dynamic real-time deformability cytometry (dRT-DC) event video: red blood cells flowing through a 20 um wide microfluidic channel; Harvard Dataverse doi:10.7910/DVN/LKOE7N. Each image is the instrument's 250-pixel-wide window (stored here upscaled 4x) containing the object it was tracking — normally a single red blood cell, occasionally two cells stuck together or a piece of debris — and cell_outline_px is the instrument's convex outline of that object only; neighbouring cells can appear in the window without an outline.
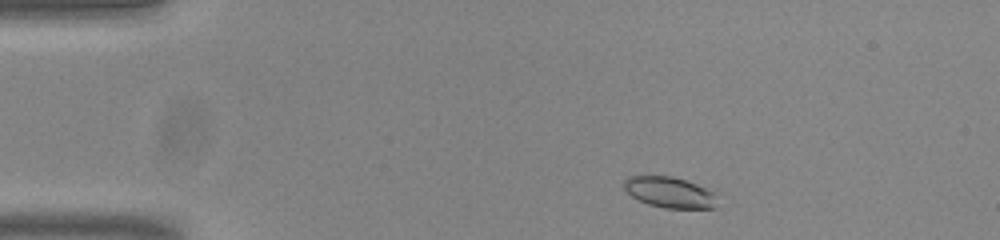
{"species": "common noctule bat (a hibernating species)", "species_latin": "Nyctalus noctula", "temperature_condition": "room temperature", "stored_images_in_passage": 48, "camera_frame_rate_fps": 3000, "um_per_image_px": 0.085, "animal": {"sex": "male", "body_mass_g": 20.0, "forearm_length_mm": 53.3}, "frame": {"image": 1, "passage_image": 3, "time_ms": 0.667, "image_size_px": [1000, 240], "cell_outline_px": [[716, 208], [664, 208], [648, 204], [632, 196], [624, 188], [624, 180], [628, 176], [672, 176], [696, 184], [712, 192]], "centroid_in_image_um": [56.86, 16.34], "position_along_channel_um": 28.1, "area_um2": 16.36}}
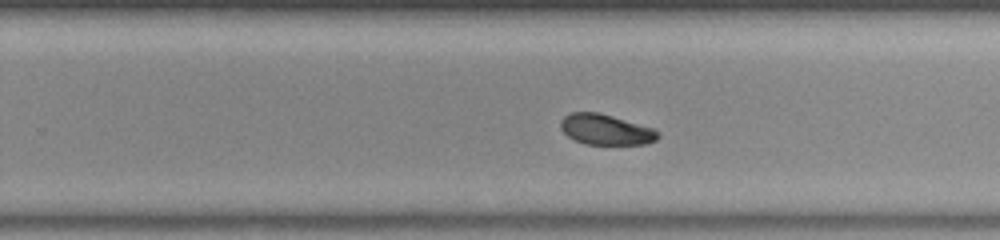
{"frame": {"image": 2, "passage_image": 28, "time_ms": 9.0, "image_size_px": [1000, 240], "cell_outline_px": [[660, 136], [656, 140], [644, 144], [588, 144], [576, 140], [568, 136], [560, 128], [560, 120], [564, 116], [572, 112], [600, 112], [656, 128]], "centroid_in_image_um": [51.52, 10.99], "position_along_channel_um": 278.3, "area_um2": 17.46}}
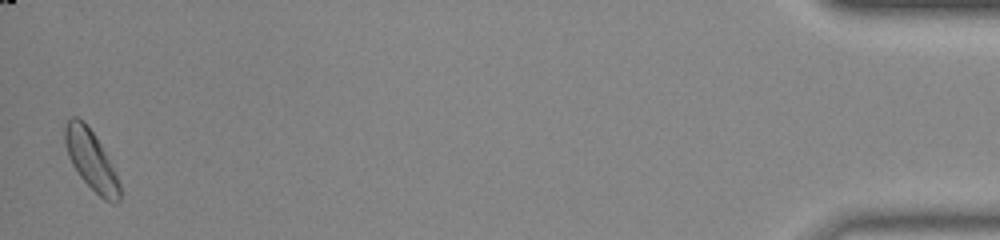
{"frame": {"image": 3, "passage_image": 47, "time_ms": 15.333, "image_size_px": [1000, 240], "cell_outline_px": [[120, 200], [116, 204], [112, 204], [104, 200], [80, 176], [72, 164], [68, 156], [64, 140], [64, 124], [72, 116], [76, 116], [84, 120], [100, 144], [116, 172], [120, 184]], "centroid_in_image_um": [7.74, 13.6], "position_along_channel_um": 427.5, "area_um2": 18.96}, "authors_computed_cell_mechanics": {"area_um2": 17.9758, "velocity_mm_per_s": 3.7921, "shape_relaxation_time_tau1_ms": 4.1484, "shape_relaxation_time_tau2_ms": null, "deformation_change_tau1": 0.13, "deformation_change_tau2": null}}